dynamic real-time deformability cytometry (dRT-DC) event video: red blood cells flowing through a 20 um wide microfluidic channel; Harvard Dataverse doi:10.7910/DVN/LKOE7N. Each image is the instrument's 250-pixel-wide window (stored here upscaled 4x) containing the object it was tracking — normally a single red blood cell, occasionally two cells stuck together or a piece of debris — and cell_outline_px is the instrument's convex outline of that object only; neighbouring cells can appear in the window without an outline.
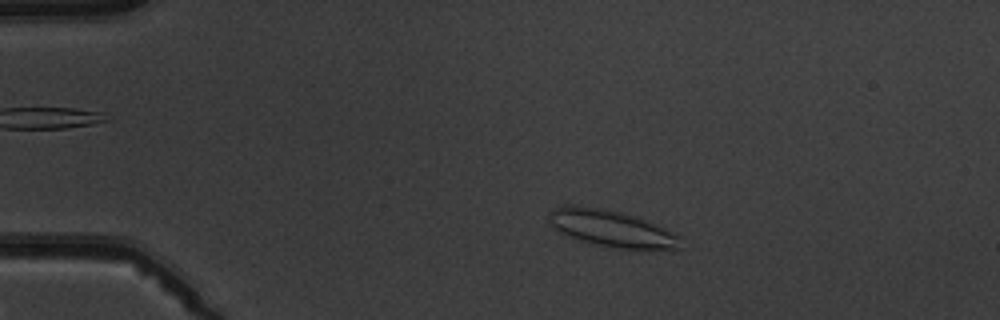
{"species": "common noctule bat (a hibernating species)", "species_latin": "Nyctalus noctula", "temperature_condition": "warm", "stored_images_in_passage": 12, "camera_frame_rate_fps": 3000, "um_per_image_px": 0.085, "animal": {"sex": "male", "body_mass_g": 19.5, "forearm_length_mm": 54.6}, "frame": {"image": 1, "passage_image": 1, "time_ms": 0.0, "image_size_px": [1000, 320], "cell_outline_px": [[684, 236], [680, 248], [612, 248], [580, 240], [568, 236], [560, 232], [548, 224], [548, 216], [556, 208], [564, 204], [572, 204], [620, 212]], "centroid_in_image_um": [51.93, 19.42], "position_along_channel_um": 33.1, "area_um2": 27.51}}
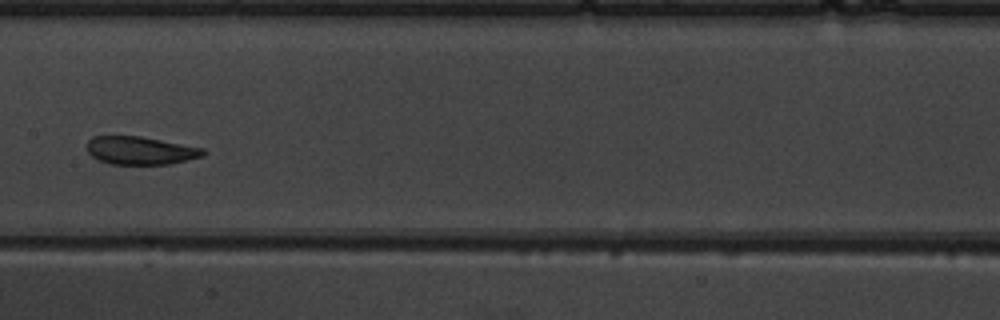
{"frame": {"image": 2, "passage_image": 6, "time_ms": 5.667, "image_size_px": [1000, 320], "cell_outline_px": [[208, 152], [204, 156], [172, 164], [112, 164], [100, 160], [92, 156], [88, 152], [88, 140], [92, 136], [140, 136], [204, 148]], "centroid_in_image_um": [11.99, 12.79], "position_along_channel_um": 195.4, "area_um2": 19.02}}
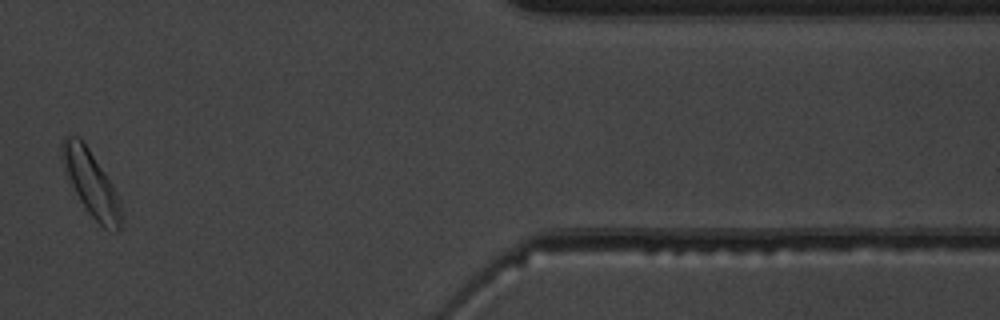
{"frame": {"image": 3, "passage_image": 11, "time_ms": 12.0, "image_size_px": [1000, 320], "cell_outline_px": [[120, 232], [116, 232], [104, 228], [88, 212], [80, 200], [64, 168], [60, 148], [60, 144], [64, 136], [76, 136], [88, 148], [112, 184], [120, 200]], "centroid_in_image_um": [7.74, 15.58], "position_along_channel_um": 403.7, "area_um2": 21.79}, "authors_computed_cell_mechanics": {"area_um2": 19.8543, "velocity_mm_per_s": 3.8865, "shape_relaxation_time_tau1_ms": 4.8494, "shape_relaxation_time_tau2_ms": null, "deformation_change_tau1": 0.1556, "deformation_change_tau2": null}}